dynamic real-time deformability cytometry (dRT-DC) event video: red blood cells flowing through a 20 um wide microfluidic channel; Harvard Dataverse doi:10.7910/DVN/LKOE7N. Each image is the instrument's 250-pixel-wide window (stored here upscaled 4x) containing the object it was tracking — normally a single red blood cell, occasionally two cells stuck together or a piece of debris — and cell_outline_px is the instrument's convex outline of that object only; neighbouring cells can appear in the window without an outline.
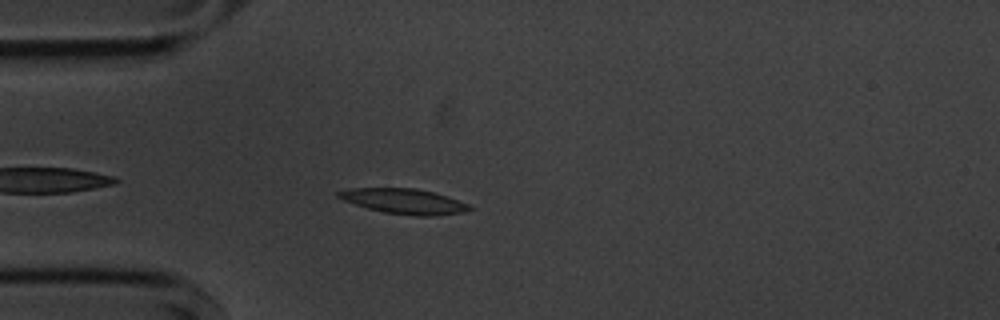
{"species": "common noctule bat (a hibernating species)", "species_latin": "Nyctalus noctula", "temperature_condition": "cold", "stored_images_in_passage": 33, "camera_frame_rate_fps": 3000, "um_per_image_px": 0.085, "animal": {"sex": "male", "body_mass_g": 20.1, "forearm_length_mm": 53.5}, "frame": {"image": 1, "passage_image": 4, "time_ms": 1.0, "image_size_px": [1000, 320], "cell_outline_px": [[472, 208], [464, 212], [436, 216], [416, 216], [384, 212], [368, 208], [344, 200], [336, 196], [336, 192], [352, 188], [416, 188], [448, 196], [468, 204]], "centroid_in_image_um": [34.36, 17.11], "position_along_channel_um": 50.6, "area_um2": 19.07}}
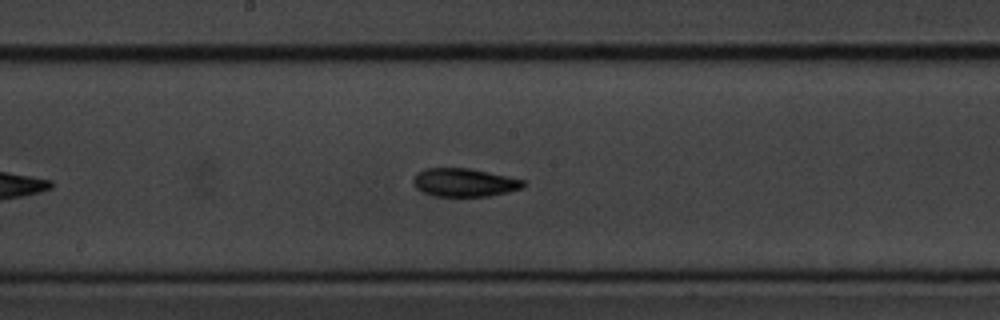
{"frame": {"image": 2, "passage_image": 18, "time_ms": 5.667, "image_size_px": [1000, 320], "cell_outline_px": [[524, 184], [520, 188], [508, 192], [488, 196], [432, 196], [416, 188], [412, 184], [412, 180], [424, 168], [468, 168], [488, 172], [524, 180]], "centroid_in_image_um": [39.43, 15.51], "position_along_channel_um": 208.8, "area_um2": 17.92}}
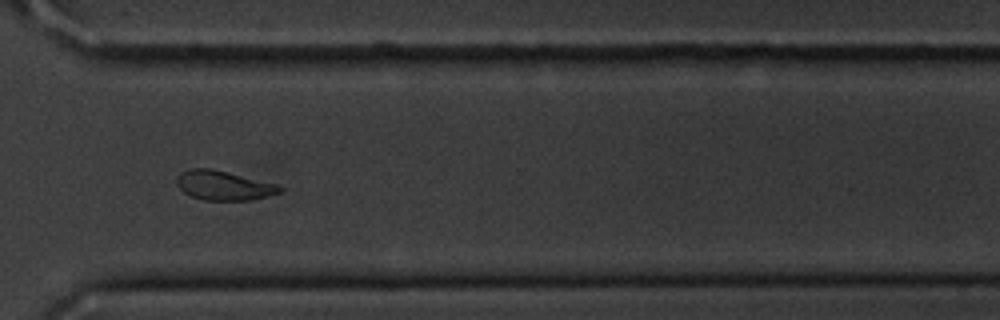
{"frame": {"image": 3, "passage_image": 30, "time_ms": 9.667, "image_size_px": [1000, 320], "cell_outline_px": [[284, 188], [280, 192], [268, 196], [248, 200], [204, 200], [192, 196], [184, 192], [176, 184], [176, 180], [180, 172], [188, 168], [208, 168], [280, 184]], "centroid_in_image_um": [19.02, 15.76], "position_along_channel_um": 351.6, "area_um2": 17.63}, "authors_computed_cell_mechanics": {"area_um2": 18.3804, "velocity_mm_per_s": 3.5749, "shape_relaxation_time_tau1_ms": 2.6032, "shape_relaxation_time_tau2_ms": 3.159, "deformation_change_tau1": 0.1088, "deformation_change_tau2": 0.0848}}